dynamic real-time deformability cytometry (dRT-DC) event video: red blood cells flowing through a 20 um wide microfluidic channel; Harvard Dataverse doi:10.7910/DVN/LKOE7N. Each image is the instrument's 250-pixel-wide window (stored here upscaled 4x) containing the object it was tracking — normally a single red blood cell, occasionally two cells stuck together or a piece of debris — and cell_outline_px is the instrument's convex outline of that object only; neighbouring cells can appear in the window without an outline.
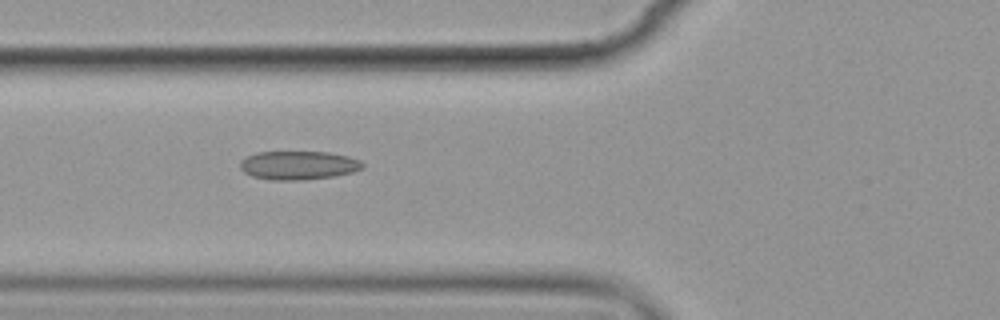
{"species": "common noctule bat (a hibernating species)", "species_latin": "Nyctalus noctula", "temperature_condition": "cold", "stored_images_in_passage": 9, "camera_frame_rate_fps": 3000, "um_per_image_px": 0.085, "animal": {"sex": "female", "body_mass_g": 19.9}, "frame": {"image": 1, "passage_image": 7, "time_ms": 7.0, "image_size_px": [1000, 320], "cell_outline_px": [[364, 168], [352, 172], [336, 176], [304, 180], [272, 180], [252, 176], [244, 172], [240, 168], [240, 160], [244, 156], [256, 152], [328, 152], [348, 156], [360, 160], [364, 164]], "centroid_in_image_um": [25.35, 14.05], "position_along_channel_um": 100.4, "area_um2": 20.69}}
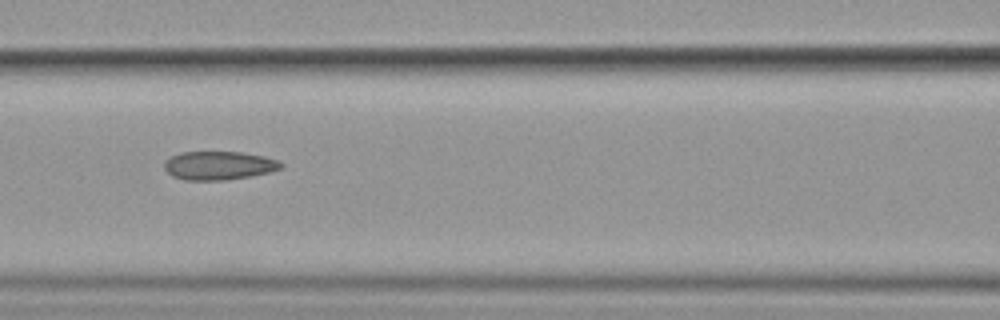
{"frame": {"image": 2, "passage_image": 8, "time_ms": 8.333, "image_size_px": [1000, 320], "cell_outline_px": [[284, 164], [280, 168], [268, 172], [248, 176], [224, 180], [184, 180], [172, 176], [164, 168], [164, 160], [180, 152], [240, 152], [264, 156], [276, 160]], "centroid_in_image_um": [18.55, 14.06], "position_along_channel_um": 148.1, "area_um2": 19.25}}
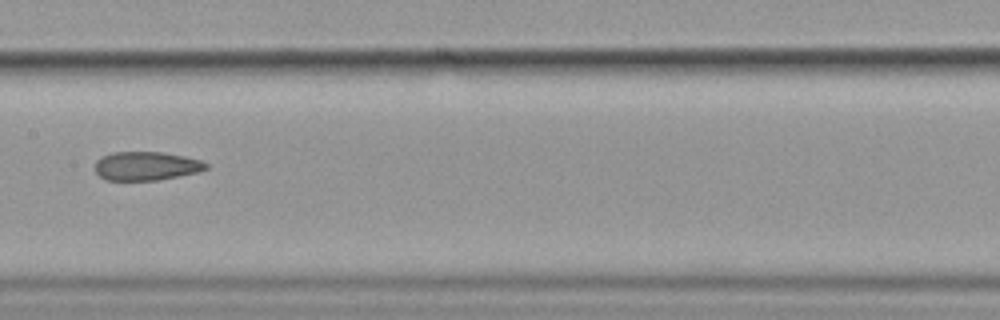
{"frame": {"image": 3, "passage_image": 9, "time_ms": 9.667, "image_size_px": [1000, 320], "cell_outline_px": [[208, 168], [196, 172], [156, 180], [104, 180], [96, 172], [96, 160], [100, 156], [112, 152], [160, 152], [184, 156], [200, 160], [208, 164]], "centroid_in_image_um": [12.39, 14.1], "position_along_channel_um": 195.0, "area_um2": 18.44}}